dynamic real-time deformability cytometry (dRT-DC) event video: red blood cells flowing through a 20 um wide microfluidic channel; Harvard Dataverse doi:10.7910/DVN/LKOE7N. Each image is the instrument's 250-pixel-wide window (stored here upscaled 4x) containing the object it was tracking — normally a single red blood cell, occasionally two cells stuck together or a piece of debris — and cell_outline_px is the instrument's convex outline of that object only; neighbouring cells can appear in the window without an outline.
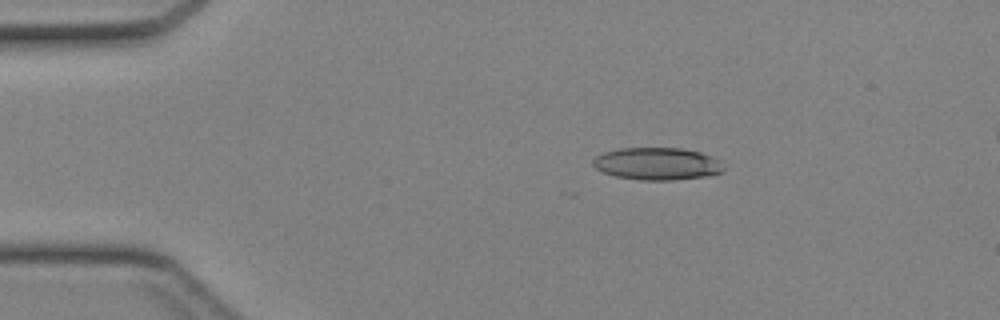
{"species": "Egyptian fruit bat (a non-hibernating species)", "species_latin": "Rousettus aegyptiacus", "temperature_condition": "cold", "stored_images_in_passage": 15, "camera_frame_rate_fps": 3000, "um_per_image_px": 0.085, "animal": {"sex": "female"}, "frame": {"image": 1, "passage_image": 1, "time_ms": 0.0, "image_size_px": [1000, 320], "cell_outline_px": [[724, 172], [712, 176], [672, 180], [640, 180], [616, 176], [604, 172], [596, 168], [592, 164], [592, 160], [596, 156], [604, 152], [620, 148], [680, 148], [700, 152], [716, 160], [724, 168]], "centroid_in_image_um": [55.85, 13.93], "position_along_channel_um": 29.2, "area_um2": 24.57}}
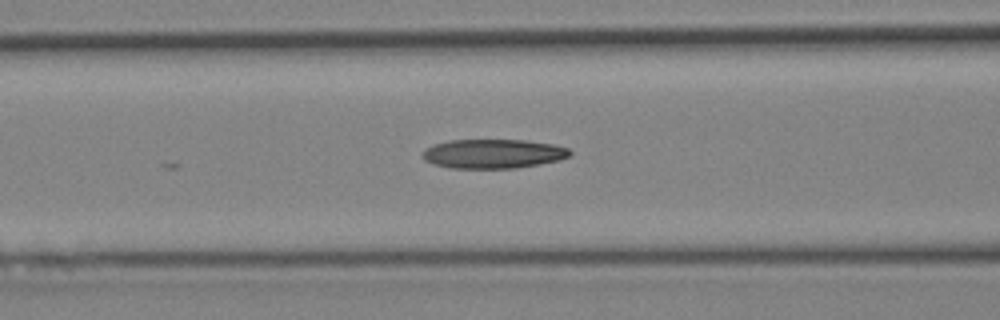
{"frame": {"image": 2, "passage_image": 11, "time_ms": 3.333, "image_size_px": [1000, 320], "cell_outline_px": [[572, 156], [560, 160], [540, 164], [516, 168], [448, 168], [432, 164], [424, 160], [424, 148], [432, 144], [448, 140], [524, 140], [552, 144], [568, 148], [572, 152]], "centroid_in_image_um": [41.92, 13.07], "position_along_channel_um": 124.7, "area_um2": 25.32}}
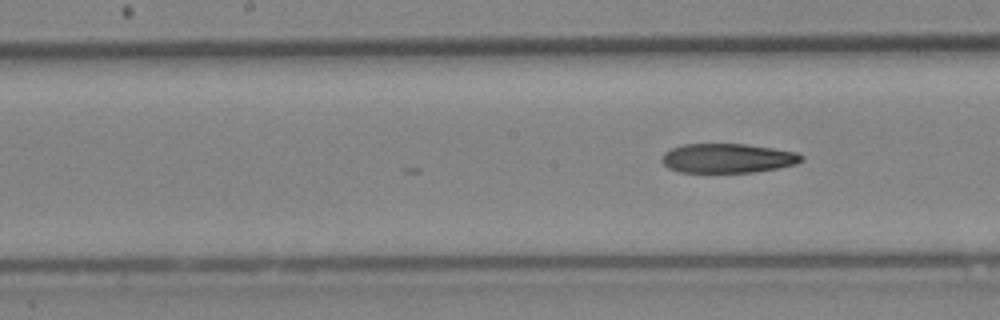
{"frame": {"image": 3, "passage_image": 15, "time_ms": 4.667, "image_size_px": [1000, 320], "cell_outline_px": [[804, 160], [796, 164], [776, 168], [752, 172], [680, 172], [668, 168], [660, 160], [664, 152], [672, 148], [684, 144], [744, 144], [772, 148], [796, 152], [804, 156]], "centroid_in_image_um": [61.83, 13.45], "position_along_channel_um": 186.4, "area_um2": 23.81}}